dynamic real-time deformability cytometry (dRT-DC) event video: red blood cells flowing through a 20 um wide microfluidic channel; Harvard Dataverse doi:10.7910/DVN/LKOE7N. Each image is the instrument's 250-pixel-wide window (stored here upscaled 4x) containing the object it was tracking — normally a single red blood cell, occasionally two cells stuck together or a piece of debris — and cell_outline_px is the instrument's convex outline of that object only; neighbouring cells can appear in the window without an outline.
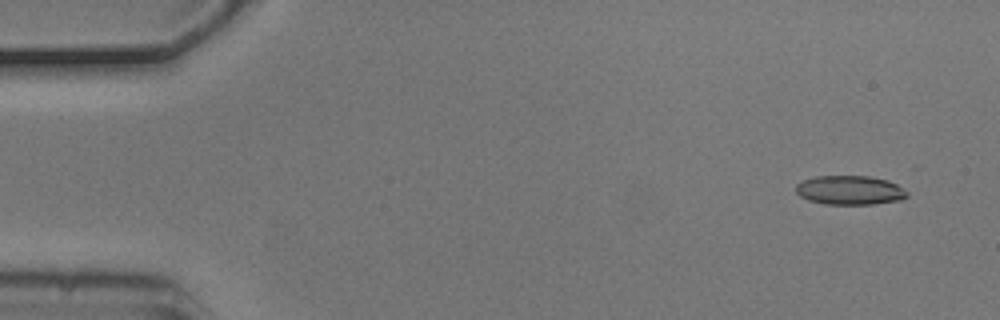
{"species": "common noctule bat (a hibernating species)", "species_latin": "Nyctalus noctula", "temperature_condition": "cold", "stored_images_in_passage": 5, "camera_frame_rate_fps": 3000, "um_per_image_px": 0.085, "animal": {"sex": "male", "body_mass_g": 20.5, "forearm_length_mm": 52.5}, "frame": {"image": 1, "passage_image": 2, "time_ms": 0.333, "image_size_px": [1000, 320], "cell_outline_px": [[908, 196], [904, 200], [872, 204], [824, 204], [808, 200], [800, 196], [796, 192], [796, 184], [804, 180], [816, 176], [868, 176], [888, 180], [904, 188], [908, 192]], "centroid_in_image_um": [72.27, 16.17], "position_along_channel_um": 12.7, "area_um2": 19.02}}
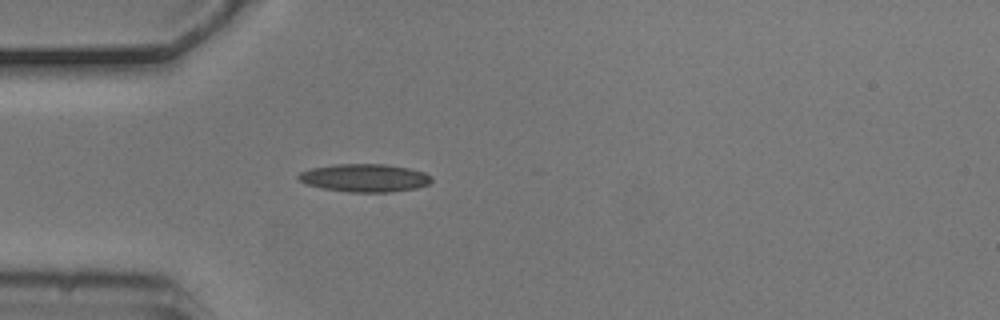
{"frame": {"image": 2, "passage_image": 5, "time_ms": 1.333, "image_size_px": [1000, 320], "cell_outline_px": [[432, 180], [428, 184], [416, 188], [388, 192], [348, 192], [324, 188], [308, 184], [300, 180], [296, 176], [300, 172], [312, 168], [332, 164], [384, 164], [408, 168], [424, 172], [432, 176]], "centroid_in_image_um": [31.0, 15.11], "position_along_channel_um": 54.0, "area_um2": 21.56}}